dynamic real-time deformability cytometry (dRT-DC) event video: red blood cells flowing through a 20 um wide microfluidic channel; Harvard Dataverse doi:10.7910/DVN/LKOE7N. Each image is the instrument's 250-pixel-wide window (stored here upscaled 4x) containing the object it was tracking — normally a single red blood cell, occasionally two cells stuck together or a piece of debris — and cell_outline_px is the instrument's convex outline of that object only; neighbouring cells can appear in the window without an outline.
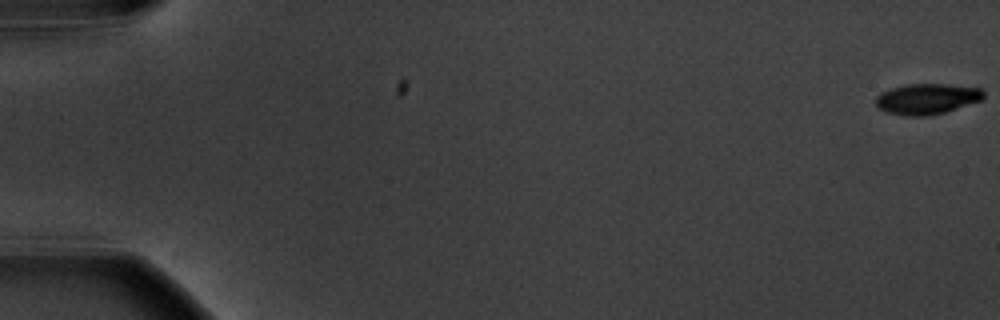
{"species": "common noctule bat (a hibernating species)", "species_latin": "Nyctalus noctula", "temperature_condition": "warm", "stored_images_in_passage": 6, "camera_frame_rate_fps": 3000, "um_per_image_px": 0.085, "animal": {"sex": "male", "body_mass_g": 20.1, "forearm_length_mm": 53.5}, "frame": {"image": 1, "passage_image": 1, "time_ms": 0.0, "image_size_px": [1000, 320], "cell_outline_px": [[984, 96], [980, 100], [944, 112], [928, 116], [904, 116], [884, 112], [876, 104], [876, 96], [880, 92], [892, 88], [908, 84], [948, 84], [980, 88], [984, 92]], "centroid_in_image_um": [78.75, 8.41], "position_along_channel_um": 6.3, "area_um2": 19.19}}